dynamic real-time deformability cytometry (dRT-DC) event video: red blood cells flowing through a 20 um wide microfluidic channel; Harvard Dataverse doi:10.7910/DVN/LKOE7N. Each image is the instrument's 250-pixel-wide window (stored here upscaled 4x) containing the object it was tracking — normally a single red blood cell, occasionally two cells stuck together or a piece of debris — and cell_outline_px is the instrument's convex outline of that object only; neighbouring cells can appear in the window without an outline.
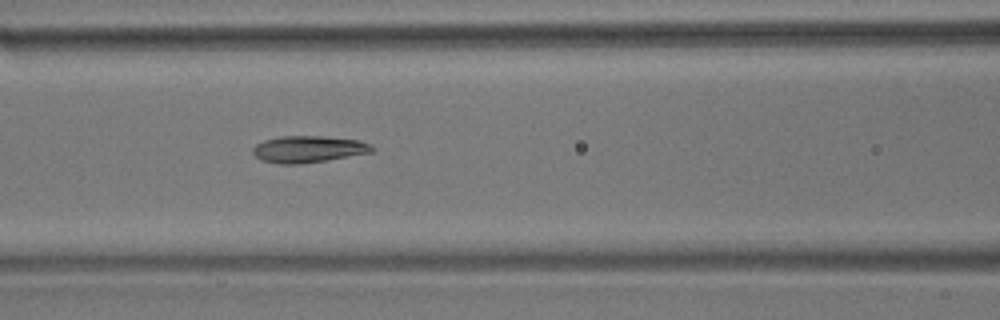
{"species": "common noctule bat (a hibernating species)", "species_latin": "Nyctalus noctula", "temperature_condition": "room temperature", "stored_images_in_passage": 5, "camera_frame_rate_fps": 3000, "um_per_image_px": 0.085, "animal": {"sex": "male", "body_mass_g": 17.9}, "frame": {"image": 1, "passage_image": 5, "time_ms": 5.667, "image_size_px": [1000, 320], "cell_outline_px": [[376, 152], [328, 160], [300, 164], [280, 164], [260, 160], [252, 152], [252, 148], [256, 144], [264, 140], [280, 136], [324, 136], [360, 140], [376, 148]], "centroid_in_image_um": [26.24, 12.68], "position_along_channel_um": 140.4, "area_um2": 18.84}}